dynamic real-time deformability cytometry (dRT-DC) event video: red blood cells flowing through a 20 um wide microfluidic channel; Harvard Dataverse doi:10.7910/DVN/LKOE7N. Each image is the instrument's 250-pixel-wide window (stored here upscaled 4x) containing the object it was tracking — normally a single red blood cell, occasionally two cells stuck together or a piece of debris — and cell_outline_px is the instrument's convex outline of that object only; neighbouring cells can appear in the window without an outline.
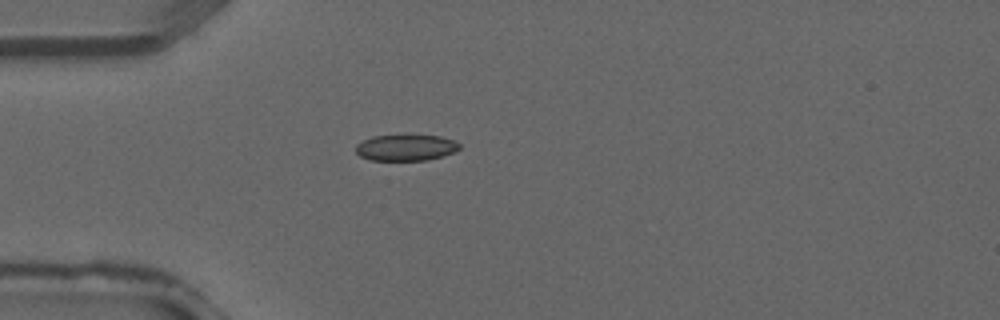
{"species": "common noctule bat (a hibernating species)", "species_latin": "Nyctalus noctula", "temperature_condition": "warm", "stored_images_in_passage": 28, "camera_frame_rate_fps": 3000, "um_per_image_px": 0.085, "animal": {"sex": "male", "forearm_length_mm": 52.5}, "frame": {"image": 1, "passage_image": 1, "time_ms": 0.0, "image_size_px": [1000, 320], "cell_outline_px": [[460, 148], [444, 156], [428, 160], [368, 160], [360, 156], [356, 152], [356, 144], [372, 136], [440, 136], [452, 140], [460, 144]], "centroid_in_image_um": [34.48, 12.56], "position_along_channel_um": 50.5, "area_um2": 15.61}}
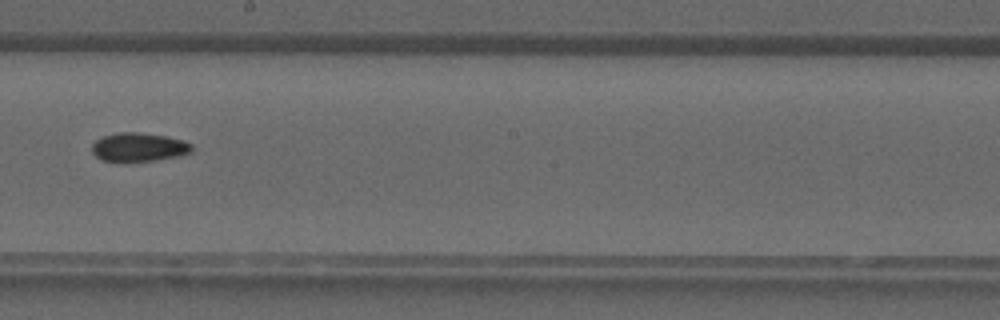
{"frame": {"image": 2, "passage_image": 12, "time_ms": 3.667, "image_size_px": [1000, 320], "cell_outline_px": [[192, 152], [180, 156], [156, 160], [124, 164], [100, 160], [92, 152], [92, 144], [96, 140], [104, 136], [120, 132], [140, 132], [164, 136], [184, 140], [192, 144]], "centroid_in_image_um": [11.78, 12.55], "position_along_channel_um": 236.4, "area_um2": 17.28}}
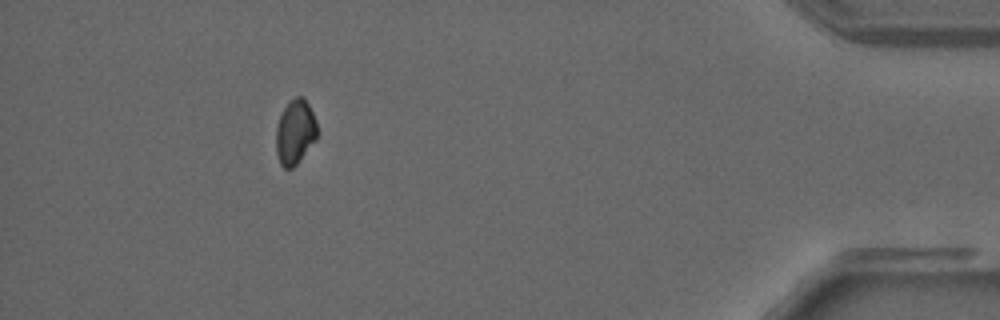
{"frame": {"image": 3, "passage_image": 25, "time_ms": 8.0, "image_size_px": [1000, 320], "cell_outline_px": [[316, 140], [296, 164], [292, 168], [284, 168], [280, 164], [276, 152], [276, 128], [280, 116], [288, 100], [296, 96], [304, 96], [316, 120]], "centroid_in_image_um": [25.07, 11.2], "position_along_channel_um": 410.1, "area_um2": 15.49}}